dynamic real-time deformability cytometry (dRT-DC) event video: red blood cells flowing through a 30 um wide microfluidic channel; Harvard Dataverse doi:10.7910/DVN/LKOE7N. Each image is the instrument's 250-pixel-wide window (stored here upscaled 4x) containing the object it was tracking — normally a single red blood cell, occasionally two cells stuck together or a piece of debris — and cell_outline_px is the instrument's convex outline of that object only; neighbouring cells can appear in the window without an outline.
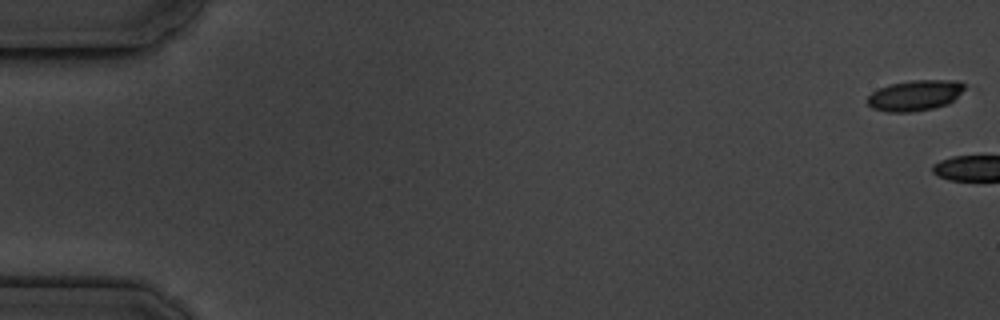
{"species": "common noctule bat (a hibernating species)", "species_latin": "Nyctalus noctula", "temperature_condition": "cold", "stored_images_in_passage": 7, "camera_frame_rate_fps": 3000, "um_per_image_px": 0.085, "animal": {"sex": "male", "body_mass_g": 19.5, "forearm_length_mm": 54.6}, "frame": {"image": 1, "passage_image": 1, "time_ms": 0.0, "image_size_px": [1000, 320], "cell_outline_px": [[964, 88], [948, 104], [932, 108], [912, 112], [888, 112], [872, 108], [868, 104], [868, 96], [872, 92], [888, 84], [912, 80], [956, 80], [964, 84]], "centroid_in_image_um": [77.74, 8.1], "position_along_channel_um": 7.3, "area_um2": 17.17}}